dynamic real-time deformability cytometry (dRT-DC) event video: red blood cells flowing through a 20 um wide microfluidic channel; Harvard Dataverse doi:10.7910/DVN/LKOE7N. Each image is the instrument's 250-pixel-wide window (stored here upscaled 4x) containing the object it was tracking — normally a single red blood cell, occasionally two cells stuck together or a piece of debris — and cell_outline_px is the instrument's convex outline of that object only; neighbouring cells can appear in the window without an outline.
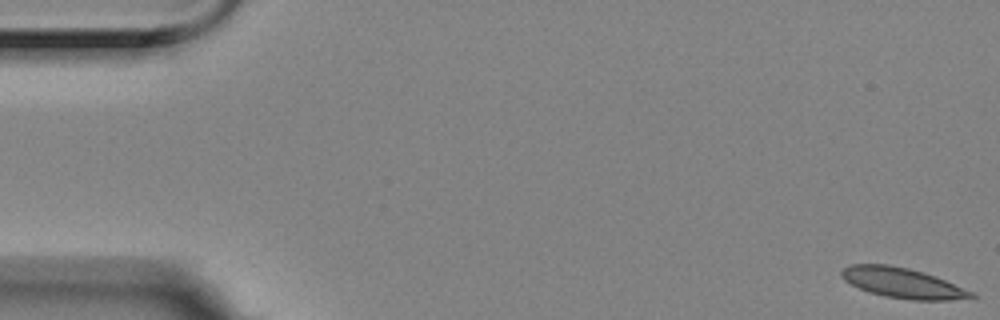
{"species": "Egyptian fruit bat (a non-hibernating species)", "species_latin": "Rousettus aegyptiacus", "temperature_condition": "room temperature", "stored_images_in_passage": 10, "camera_frame_rate_fps": 3000, "um_per_image_px": 0.085, "animal": {"sex": "female"}, "frame": {"image": 1, "passage_image": 1, "time_ms": 0.0, "image_size_px": [1000, 320], "cell_outline_px": [[976, 296], [948, 300], [912, 300], [884, 296], [868, 292], [844, 280], [840, 276], [840, 272], [848, 264], [888, 264], [908, 268], [924, 272], [936, 276], [972, 292]], "centroid_in_image_um": [76.65, 24.04], "position_along_channel_um": 8.3, "area_um2": 22.66}}